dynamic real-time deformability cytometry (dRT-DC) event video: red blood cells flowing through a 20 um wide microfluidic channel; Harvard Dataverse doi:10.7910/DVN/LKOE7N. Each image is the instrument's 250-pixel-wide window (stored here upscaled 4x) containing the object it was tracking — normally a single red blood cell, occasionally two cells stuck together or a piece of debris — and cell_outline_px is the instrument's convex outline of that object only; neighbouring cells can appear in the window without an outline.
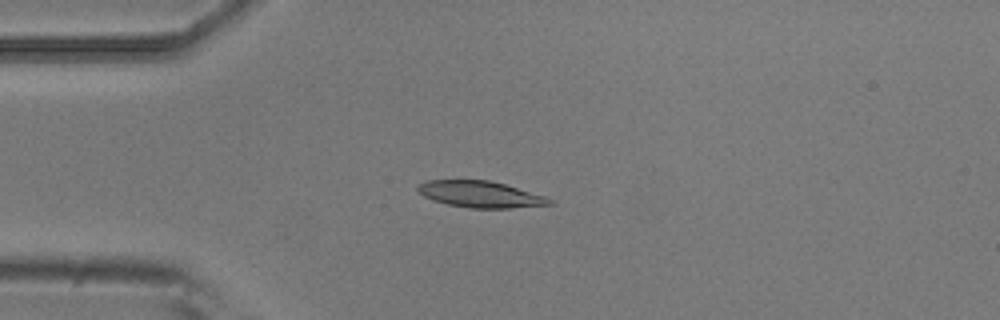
{"species": "common noctule bat (a hibernating species)", "species_latin": "Nyctalus noctula", "temperature_condition": "room temperature", "stored_images_in_passage": 14, "camera_frame_rate_fps": 3000, "um_per_image_px": 0.085, "animal": {"sex": "male", "body_mass_g": 20.5, "forearm_length_mm": 52.5}, "frame": {"image": 1, "passage_image": 3, "time_ms": 0.667, "image_size_px": [1000, 320], "cell_outline_px": [[552, 204], [508, 208], [468, 208], [448, 204], [432, 200], [424, 196], [416, 188], [420, 184], [428, 180], [488, 180], [504, 184], [544, 196], [552, 200]], "centroid_in_image_um": [40.79, 16.52], "position_along_channel_um": 44.2, "area_um2": 19.94}}
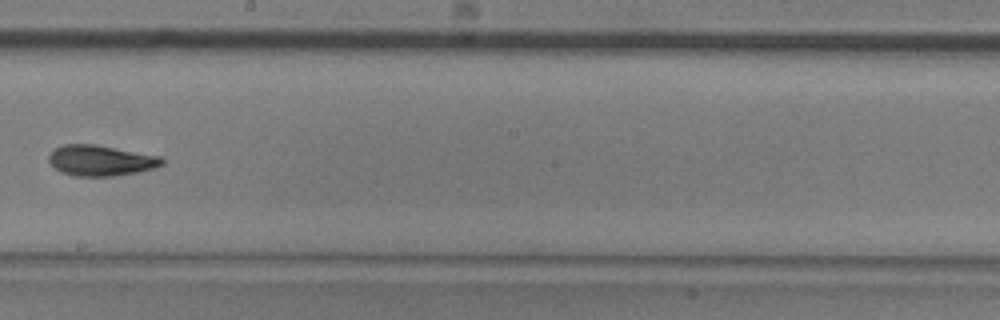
{"frame": {"image": 2, "passage_image": 8, "time_ms": 2.333, "image_size_px": [1000, 320], "cell_outline_px": [[164, 164], [156, 168], [116, 176], [72, 176], [60, 172], [48, 160], [48, 156], [56, 148], [64, 144], [96, 144], [160, 156], [164, 160]], "centroid_in_image_um": [8.58, 13.64], "position_along_channel_um": 239.6, "area_um2": 20.29}}
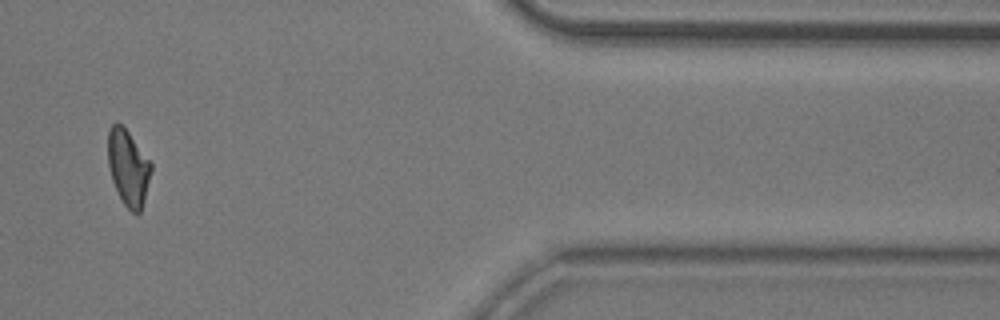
{"frame": {"image": 3, "passage_image": 12, "time_ms": 3.667, "image_size_px": [1000, 320], "cell_outline_px": [[152, 172], [144, 200], [140, 212], [136, 216], [124, 204], [112, 180], [108, 164], [108, 128], [116, 120], [128, 132], [152, 164]], "centroid_in_image_um": [10.89, 14.25], "position_along_channel_um": 400.5, "area_um2": 18.96}}